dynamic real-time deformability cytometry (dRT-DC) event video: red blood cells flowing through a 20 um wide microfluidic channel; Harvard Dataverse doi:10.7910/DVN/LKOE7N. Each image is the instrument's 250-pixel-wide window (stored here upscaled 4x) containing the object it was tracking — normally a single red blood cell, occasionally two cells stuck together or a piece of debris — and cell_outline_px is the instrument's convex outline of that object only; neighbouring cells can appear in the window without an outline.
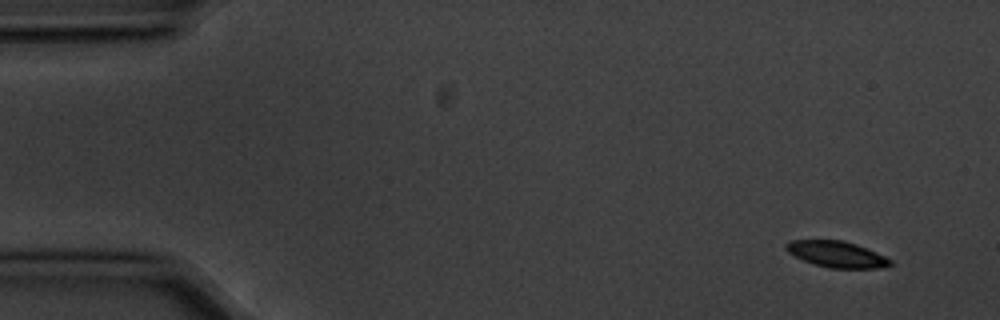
{"species": "common noctule bat (a hibernating species)", "species_latin": "Nyctalus noctula", "temperature_condition": "cold", "stored_images_in_passage": 5, "camera_frame_rate_fps": 3000, "um_per_image_px": 0.085, "animal": {"sex": "male", "body_mass_g": 20.1, "forearm_length_mm": 53.5}, "frame": {"image": 1, "passage_image": 1, "time_ms": 0.0, "image_size_px": [1000, 320], "cell_outline_px": [[892, 264], [880, 268], [828, 268], [812, 264], [788, 252], [784, 248], [784, 244], [788, 240], [840, 240], [856, 244], [876, 252], [892, 260]], "centroid_in_image_um": [71.08, 21.61], "position_along_channel_um": 13.9, "area_um2": 15.9}}